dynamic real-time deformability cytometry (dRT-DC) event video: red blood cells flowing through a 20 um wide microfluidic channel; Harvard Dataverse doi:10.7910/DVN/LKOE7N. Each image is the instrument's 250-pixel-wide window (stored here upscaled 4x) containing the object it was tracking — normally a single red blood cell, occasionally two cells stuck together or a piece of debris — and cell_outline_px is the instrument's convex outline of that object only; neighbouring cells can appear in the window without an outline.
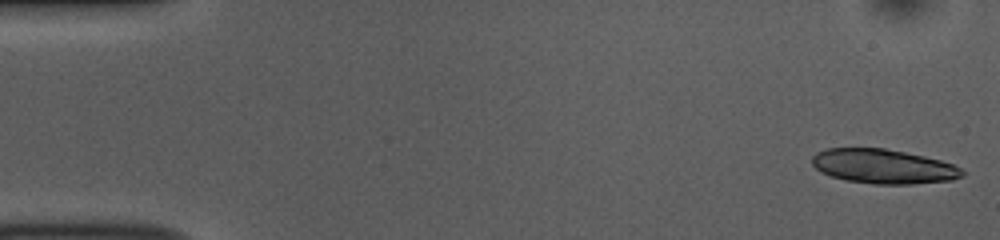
{"species": "common noctule bat (a hibernating species)", "species_latin": "Nyctalus noctula", "temperature_condition": "room temperature", "stored_images_in_passage": 52, "camera_frame_rate_fps": 3000, "um_per_image_px": 0.085, "animal": {"sex": "female", "body_mass_g": 10.0, "forearm_length_mm": 53.1}, "frame": {"image": 1, "passage_image": 1, "time_ms": 0.0, "image_size_px": [1000, 240], "cell_outline_px": [[964, 176], [952, 180], [912, 184], [872, 184], [848, 180], [832, 176], [820, 172], [812, 164], [812, 156], [816, 152], [828, 148], [884, 148], [924, 156], [940, 160], [952, 164], [960, 168], [964, 172]], "centroid_in_image_um": [75.08, 14.14], "position_along_channel_um": 9.9, "area_um2": 30.06}}
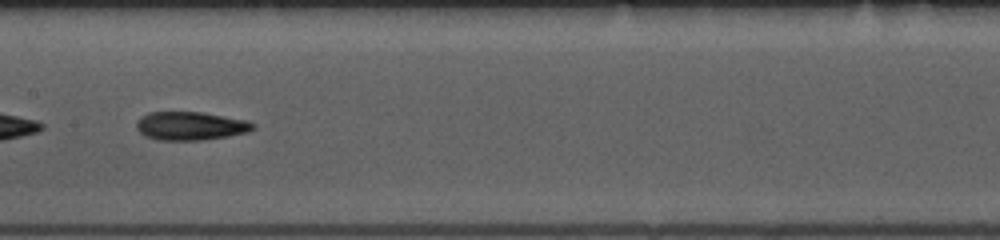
{"frame": {"image": 2, "passage_image": 26, "time_ms": 8.333, "image_size_px": [1000, 240], "cell_outline_px": [[256, 128], [248, 132], [228, 136], [200, 140], [160, 140], [144, 136], [136, 128], [136, 124], [140, 116], [148, 112], [200, 112], [248, 120], [256, 124]], "centroid_in_image_um": [16.2, 10.7], "position_along_channel_um": 191.2, "area_um2": 19.42}}
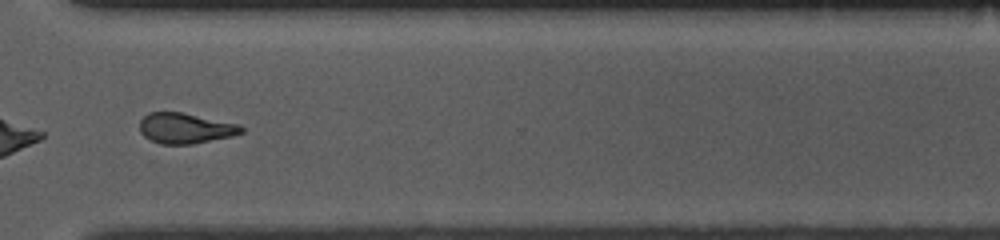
{"frame": {"image": 3, "passage_image": 39, "time_ms": 12.667, "image_size_px": [1000, 240], "cell_outline_px": [[244, 132], [232, 136], [192, 144], [160, 144], [144, 136], [140, 132], [140, 120], [148, 112], [180, 112], [240, 124], [244, 128]], "centroid_in_image_um": [15.76, 10.9], "position_along_channel_um": 354.8, "area_um2": 18.03}, "authors_computed_cell_mechanics": {"area_um2": 18.8428, "velocity_mm_per_s": 3.7825, "shape_relaxation_time_tau1_ms": 6.8742, "shape_relaxation_time_tau2_ms": 3.8079, "deformation_change_tau1": 0.1859, "deformation_change_tau2": 0.1284}}